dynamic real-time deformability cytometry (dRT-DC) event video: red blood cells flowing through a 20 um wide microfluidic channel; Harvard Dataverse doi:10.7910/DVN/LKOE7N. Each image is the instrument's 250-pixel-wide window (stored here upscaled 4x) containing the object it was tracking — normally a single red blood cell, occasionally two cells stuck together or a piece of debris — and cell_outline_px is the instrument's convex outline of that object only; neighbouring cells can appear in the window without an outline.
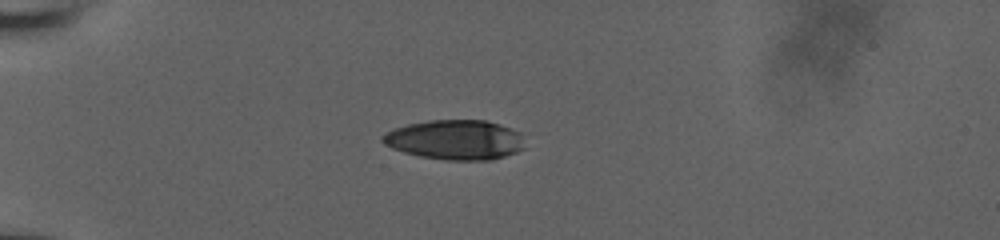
{"species": "human", "species_latin": "Homo sapiens", "temperature_condition": "room temperature", "stored_images_in_passage": 40, "camera_frame_rate_fps": 3000, "um_per_image_px": 0.085, "donor": {"sex": "male"}, "frame": {"image": 1, "passage_image": 1, "time_ms": 0.0, "image_size_px": [1000, 240], "cell_outline_px": [[524, 148], [516, 152], [492, 160], [444, 160], [420, 156], [404, 152], [392, 148], [384, 144], [380, 140], [380, 136], [396, 128], [408, 124], [428, 120], [484, 120], [500, 124], [520, 132]], "centroid_in_image_um": [38.68, 11.88], "position_along_channel_um": 46.3, "area_um2": 32.95}}
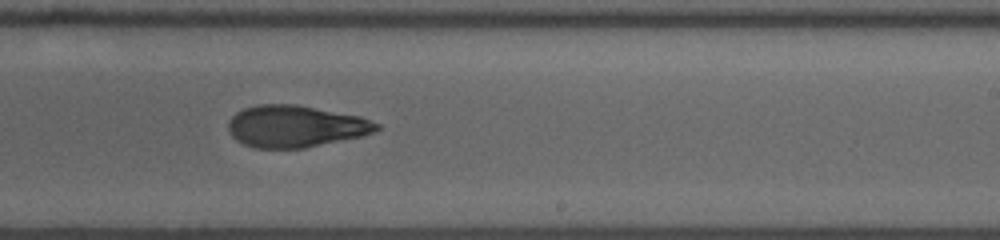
{"frame": {"image": 2, "passage_image": 21, "time_ms": 6.667, "image_size_px": [1000, 240], "cell_outline_px": [[380, 128], [364, 136], [304, 148], [256, 148], [244, 144], [236, 140], [232, 136], [228, 128], [228, 120], [236, 112], [244, 108], [256, 104], [296, 104], [360, 116], [380, 124]], "centroid_in_image_um": [25.11, 10.73], "position_along_channel_um": 263.9, "area_um2": 36.3}}
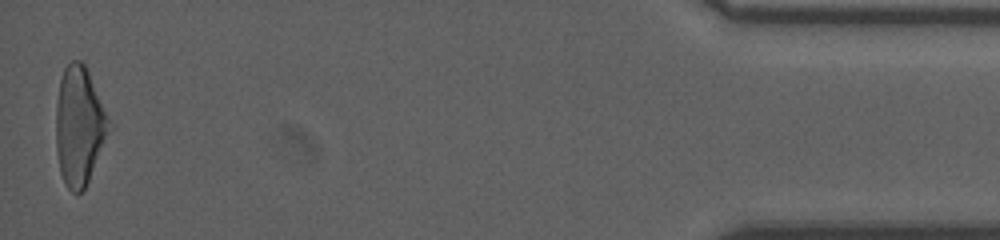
{"frame": {"image": 3, "passage_image": 40, "time_ms": 13.0, "image_size_px": [1000, 240], "cell_outline_px": [[112, 128], [88, 180], [84, 188], [80, 192], [72, 192], [64, 184], [60, 172], [56, 148], [56, 104], [60, 80], [64, 68], [72, 60], [80, 60], [84, 64], [88, 72]], "centroid_in_image_um": [6.72, 10.72], "position_along_channel_um": 428.5, "area_um2": 36.18}, "authors_computed_cell_mechanics": {"area_um2": 36.4429, "velocity_mm_per_s": 3.8567, "shape_relaxation_time_tau1_ms": 6.4607, "shape_relaxation_time_tau2_ms": 2.5816, "deformation_change_tau1": 0.2207, "deformation_change_tau2": 0.1045}}